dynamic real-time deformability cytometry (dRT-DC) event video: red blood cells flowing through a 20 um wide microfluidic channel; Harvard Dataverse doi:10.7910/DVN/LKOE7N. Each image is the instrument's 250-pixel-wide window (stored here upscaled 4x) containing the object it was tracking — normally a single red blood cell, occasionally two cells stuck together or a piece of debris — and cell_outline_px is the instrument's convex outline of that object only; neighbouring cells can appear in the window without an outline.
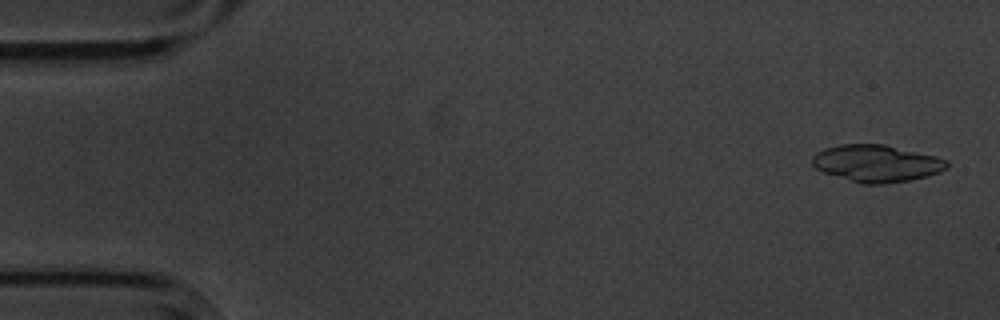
{"species": "common noctule bat (a hibernating species)", "species_latin": "Nyctalus noctula", "temperature_condition": "cold", "stored_images_in_passage": 4, "camera_frame_rate_fps": 3000, "um_per_image_px": 0.085, "animal": {"sex": "male", "body_mass_g": 20.1, "forearm_length_mm": 53.5}, "frame": {"image": 1, "passage_image": 1, "time_ms": 0.0, "image_size_px": [1000, 320], "cell_outline_px": [[948, 168], [940, 172], [928, 176], [912, 180], [884, 184], [864, 184], [824, 172], [816, 168], [812, 164], [812, 156], [816, 152], [824, 148], [840, 144], [884, 144], [936, 156], [948, 160]], "centroid_in_image_um": [74.54, 13.88], "position_along_channel_um": 10.5, "area_um2": 29.13}}